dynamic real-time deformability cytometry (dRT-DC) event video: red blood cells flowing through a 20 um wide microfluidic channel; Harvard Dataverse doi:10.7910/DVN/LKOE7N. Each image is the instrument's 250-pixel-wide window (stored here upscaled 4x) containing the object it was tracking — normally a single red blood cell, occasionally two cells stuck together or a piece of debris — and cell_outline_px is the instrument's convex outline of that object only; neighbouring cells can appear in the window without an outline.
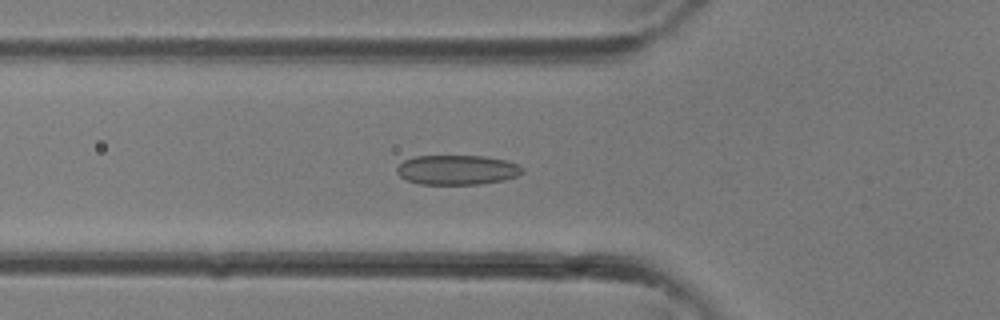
{"species": "common noctule bat (a hibernating species)", "species_latin": "Nyctalus noctula", "temperature_condition": "room temperature", "stored_images_in_passage": 29, "camera_frame_rate_fps": 3000, "um_per_image_px": 0.085, "animal": {"sex": "female"}, "frame": {"image": 1, "passage_image": 11, "time_ms": 3.333, "image_size_px": [1000, 320], "cell_outline_px": [[524, 172], [516, 176], [504, 180], [480, 184], [420, 184], [408, 180], [400, 176], [396, 172], [396, 168], [404, 160], [416, 156], [484, 156], [508, 160], [524, 168]], "centroid_in_image_um": [38.87, 14.44], "position_along_channel_um": 86.9, "area_um2": 21.73}}
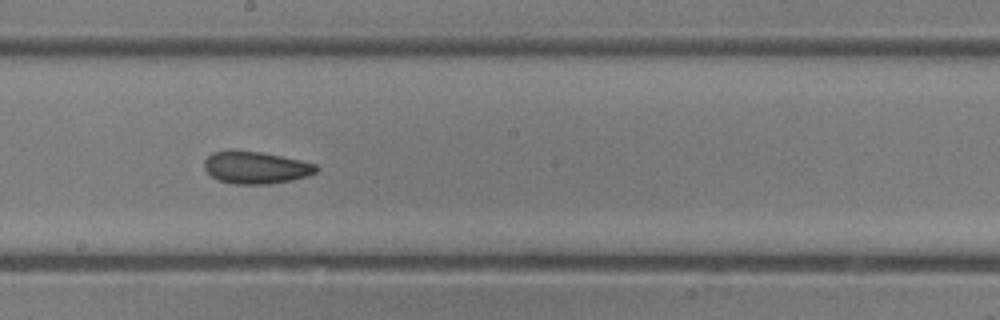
{"frame": {"image": 2, "passage_image": 18, "time_ms": 5.667, "image_size_px": [1000, 320], "cell_outline_px": [[320, 168], [316, 172], [308, 176], [292, 180], [268, 184], [236, 184], [220, 180], [212, 176], [204, 168], [204, 160], [212, 152], [260, 152], [300, 160], [316, 164]], "centroid_in_image_um": [21.79, 14.26], "position_along_channel_um": 226.4, "area_um2": 20.58}}
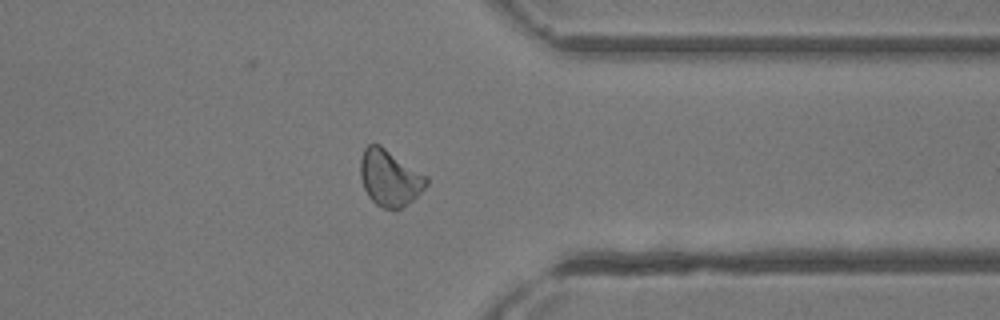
{"frame": {"image": 3, "passage_image": 26, "time_ms": 8.333, "image_size_px": [1000, 320], "cell_outline_px": [[428, 184], [412, 200], [400, 208], [384, 208], [376, 204], [368, 196], [364, 188], [360, 176], [360, 160], [364, 148], [368, 144], [380, 144], [428, 176]], "centroid_in_image_um": [33.12, 15.09], "position_along_channel_um": 378.3, "area_um2": 21.56}}